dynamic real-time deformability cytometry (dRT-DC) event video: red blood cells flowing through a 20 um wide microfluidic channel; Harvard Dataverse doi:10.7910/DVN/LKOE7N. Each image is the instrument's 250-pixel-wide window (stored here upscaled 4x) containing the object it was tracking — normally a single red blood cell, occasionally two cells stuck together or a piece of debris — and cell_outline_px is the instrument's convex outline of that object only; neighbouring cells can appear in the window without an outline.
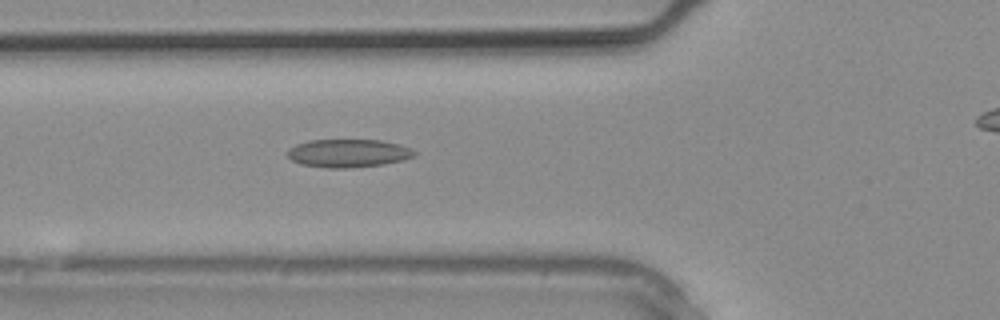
{"species": "common noctule bat (a hibernating species)", "species_latin": "Nyctalus noctula", "temperature_condition": "warm", "stored_images_in_passage": 6, "camera_frame_rate_fps": 3000, "um_per_image_px": 0.085, "animal": {"sex": "male", "body_mass_g": 20.4}, "frame": {"image": 1, "passage_image": 6, "time_ms": 1.667, "image_size_px": [1000, 320], "cell_outline_px": [[416, 156], [404, 160], [384, 164], [348, 168], [328, 168], [300, 164], [292, 160], [284, 152], [288, 148], [296, 144], [308, 140], [380, 140], [400, 144], [412, 148], [416, 152]], "centroid_in_image_um": [29.6, 13.02], "position_along_channel_um": 96.2, "area_um2": 21.1}}